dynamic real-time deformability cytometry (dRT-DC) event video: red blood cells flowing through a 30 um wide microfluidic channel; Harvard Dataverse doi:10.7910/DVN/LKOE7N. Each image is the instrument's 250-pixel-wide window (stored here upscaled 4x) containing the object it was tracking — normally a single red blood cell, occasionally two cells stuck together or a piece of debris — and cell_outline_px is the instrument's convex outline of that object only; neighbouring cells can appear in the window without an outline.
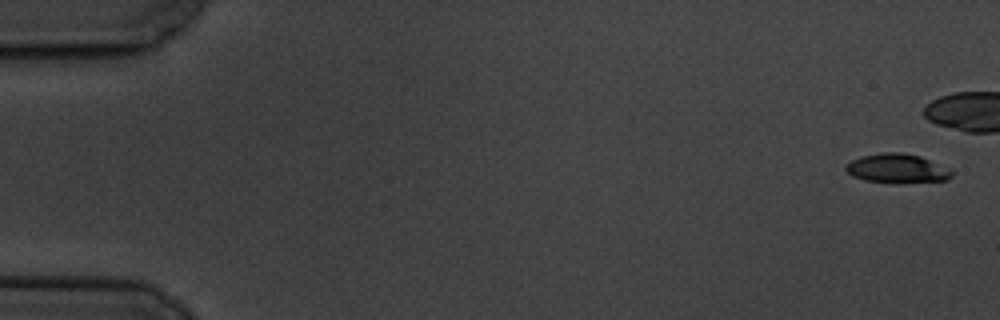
{"species": "common noctule bat (a hibernating species)", "species_latin": "Nyctalus noctula", "temperature_condition": "cold", "stored_images_in_passage": 8, "camera_frame_rate_fps": 3000, "um_per_image_px": 0.085, "animal": {"sex": "male", "body_mass_g": 19.5, "forearm_length_mm": 54.6}, "frame": {"image": 1, "passage_image": 1, "time_ms": 0.0, "image_size_px": [1000, 320], "cell_outline_px": [[956, 172], [948, 180], [864, 180], [852, 176], [844, 168], [844, 164], [860, 156], [884, 152], [900, 152], [920, 156], [952, 168]], "centroid_in_image_um": [76.27, 14.26], "position_along_channel_um": 8.7, "area_um2": 17.4}}
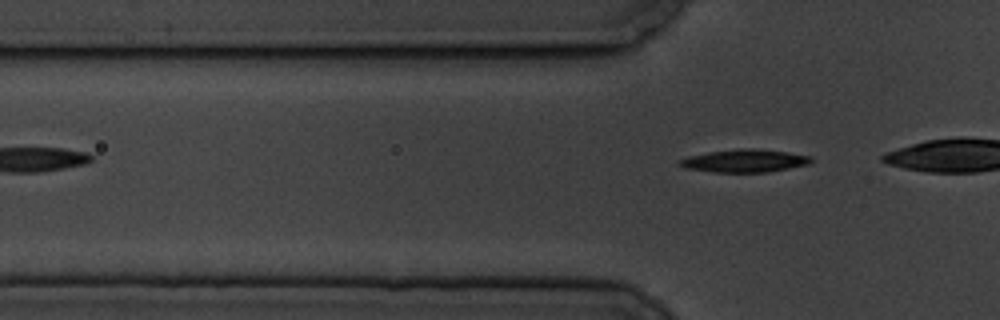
{"frame": {"image": 2, "passage_image": 8, "time_ms": 9.0, "image_size_px": [1000, 320], "cell_outline_px": [[812, 164], [768, 172], [712, 172], [684, 168], [676, 164], [676, 160], [688, 156], [708, 152], [740, 148], [752, 148], [788, 152], [812, 156]], "centroid_in_image_um": [63.27, 13.67], "position_along_channel_um": 62.5, "area_um2": 17.8}}